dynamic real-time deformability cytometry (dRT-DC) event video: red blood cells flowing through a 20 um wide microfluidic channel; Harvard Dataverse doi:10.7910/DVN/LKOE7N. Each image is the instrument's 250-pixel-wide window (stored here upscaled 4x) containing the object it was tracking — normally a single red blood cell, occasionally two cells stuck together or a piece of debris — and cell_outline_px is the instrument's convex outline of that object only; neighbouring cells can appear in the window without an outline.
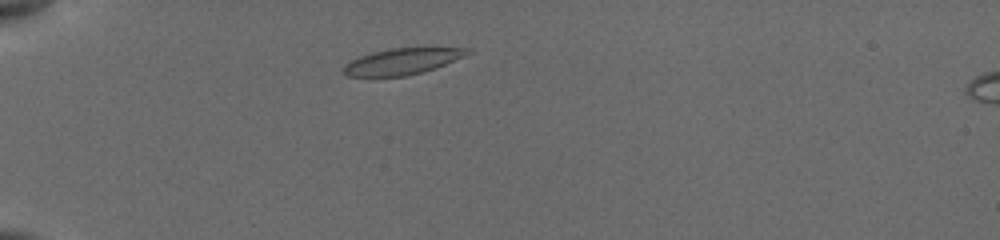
{"species": "common noctule bat (a hibernating species)", "species_latin": "Nyctalus noctula", "temperature_condition": "cold", "stored_images_in_passage": 4, "camera_frame_rate_fps": 3000, "um_per_image_px": 0.085, "animal": {"sex": "female", "body_mass_g": 19.5, "forearm_length_mm": 54.1}, "frame": {"image": 1, "passage_image": 2, "time_ms": 0.667, "image_size_px": [1000, 240], "cell_outline_px": [[472, 52], [464, 56], [444, 64], [420, 72], [404, 76], [348, 76], [344, 72], [344, 64], [360, 56], [372, 52], [388, 48], [468, 48]], "centroid_in_image_um": [34.15, 5.2], "position_along_channel_um": 50.8, "area_um2": 18.44}}
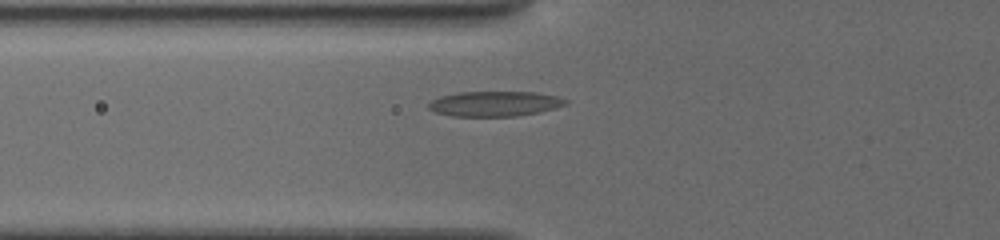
{"frame": {"image": 2, "passage_image": 4, "time_ms": 2.333, "image_size_px": [1000, 240], "cell_outline_px": [[568, 104], [556, 108], [540, 112], [516, 116], [452, 116], [436, 112], [428, 108], [428, 104], [432, 100], [440, 96], [460, 92], [536, 92], [556, 96], [568, 100]], "centroid_in_image_um": [42.08, 8.82], "position_along_channel_um": 83.7, "area_um2": 20.06}}